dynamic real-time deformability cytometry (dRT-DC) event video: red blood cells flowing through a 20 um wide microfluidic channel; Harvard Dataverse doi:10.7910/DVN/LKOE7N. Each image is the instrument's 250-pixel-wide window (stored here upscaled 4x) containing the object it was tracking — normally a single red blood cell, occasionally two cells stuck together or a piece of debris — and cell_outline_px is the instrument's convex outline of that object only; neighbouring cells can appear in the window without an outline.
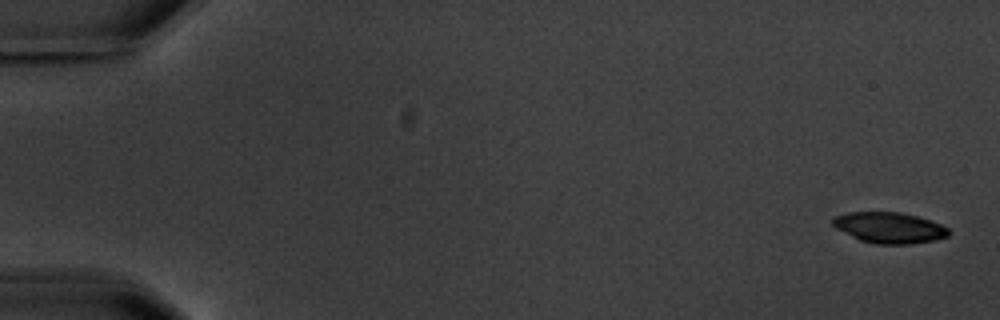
{"species": "common noctule bat (a hibernating species)", "species_latin": "Nyctalus noctula", "temperature_condition": "warm", "stored_images_in_passage": 8, "camera_frame_rate_fps": 3000, "um_per_image_px": 0.085, "animal": {"sex": "male", "body_mass_g": 20.1, "forearm_length_mm": 53.5}, "frame": {"image": 1, "passage_image": 1, "time_ms": 0.0, "image_size_px": [1000, 320], "cell_outline_px": [[948, 236], [936, 240], [912, 244], [876, 244], [860, 240], [836, 228], [832, 224], [832, 220], [836, 216], [848, 212], [900, 212], [916, 216], [940, 224], [948, 228]], "centroid_in_image_um": [75.59, 19.36], "position_along_channel_um": 9.4, "area_um2": 20.69}}
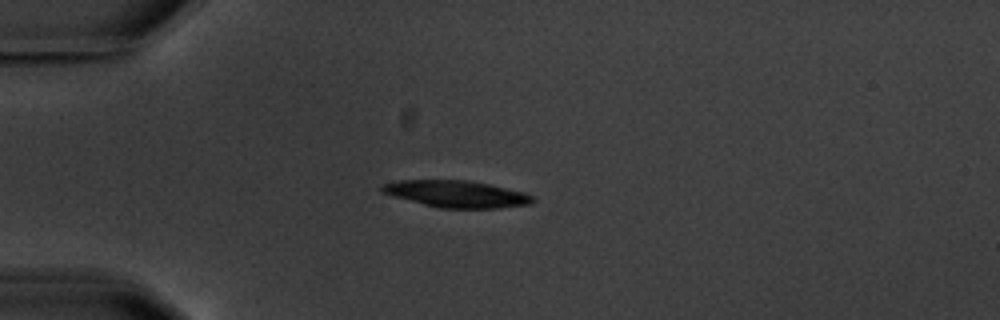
{"frame": {"image": 2, "passage_image": 5, "time_ms": 4.667, "image_size_px": [1000, 320], "cell_outline_px": [[536, 200], [528, 204], [500, 208], [440, 208], [392, 196], [380, 192], [380, 188], [384, 184], [400, 180], [468, 180], [528, 192], [536, 196]], "centroid_in_image_um": [38.86, 16.48], "position_along_channel_um": 46.1, "area_um2": 23.7}}